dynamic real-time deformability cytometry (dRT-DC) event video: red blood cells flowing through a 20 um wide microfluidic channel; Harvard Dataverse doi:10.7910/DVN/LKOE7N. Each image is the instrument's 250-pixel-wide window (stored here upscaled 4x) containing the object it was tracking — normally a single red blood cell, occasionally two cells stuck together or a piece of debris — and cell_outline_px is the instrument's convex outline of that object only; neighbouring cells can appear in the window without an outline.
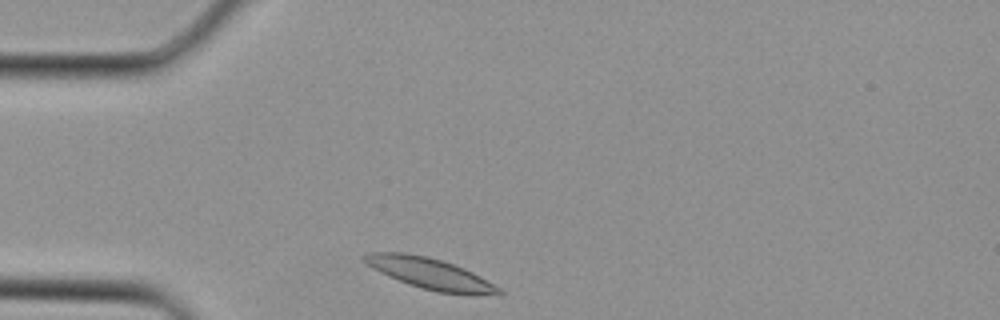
{"species": "Egyptian fruit bat (a non-hibernating species)", "species_latin": "Rousettus aegyptiacus", "temperature_condition": "cold", "stored_images_in_passage": 1, "camera_frame_rate_fps": 3000, "um_per_image_px": 0.085, "animal": {"sex": "female"}, "frame": {"image": 1, "passage_image": 1, "time_ms": 0.0, "image_size_px": [1000, 320], "cell_outline_px": [[504, 296], [500, 296], [436, 292], [420, 288], [408, 284], [388, 276], [372, 268], [360, 256], [364, 252], [404, 252], [428, 256], [464, 268], [480, 276], [500, 288], [504, 292]], "centroid_in_image_um": [36.56, 23.26], "position_along_channel_um": 48.4, "area_um2": 24.51}}